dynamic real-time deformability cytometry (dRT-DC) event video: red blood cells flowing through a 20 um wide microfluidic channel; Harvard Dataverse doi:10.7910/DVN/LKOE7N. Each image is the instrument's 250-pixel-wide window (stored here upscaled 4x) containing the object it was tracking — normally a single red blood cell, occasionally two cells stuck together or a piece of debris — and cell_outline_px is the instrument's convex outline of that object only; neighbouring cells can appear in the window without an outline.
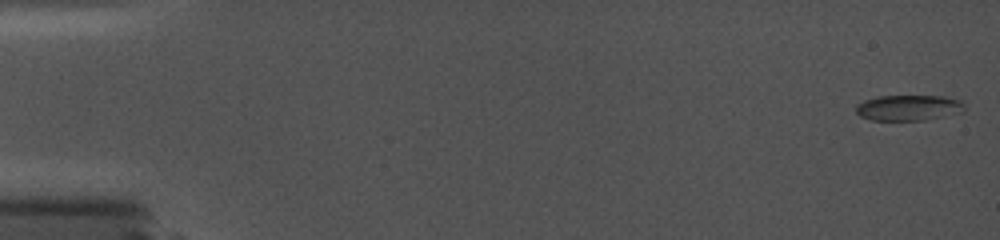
{"species": "common noctule bat (a hibernating species)", "species_latin": "Nyctalus noctula", "temperature_condition": "cold", "stored_images_in_passage": 42, "camera_frame_rate_fps": 5000, "um_per_image_px": 0.085, "animal": {"sex": "female", "body_mass_g": 19.0, "forearm_length_mm": 56.7}, "frame": {"image": 1, "passage_image": 1, "time_ms": 0.0, "image_size_px": [1000, 240], "cell_outline_px": [[964, 112], [924, 120], [872, 120], [860, 116], [856, 112], [856, 104], [864, 100], [876, 96], [944, 96], [960, 100], [964, 104]], "centroid_in_image_um": [77.22, 9.15], "position_along_channel_um": 7.8, "area_um2": 16.3}}
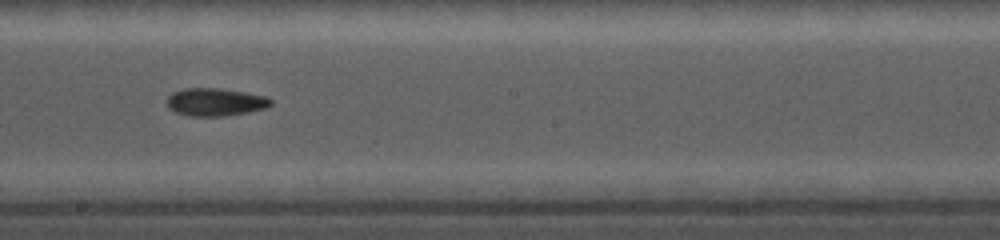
{"frame": {"image": 2, "passage_image": 26, "time_ms": 10.2, "image_size_px": [1000, 240], "cell_outline_px": [[272, 104], [268, 108], [248, 112], [224, 116], [188, 116], [176, 112], [168, 108], [168, 96], [172, 92], [184, 88], [220, 88], [268, 96], [272, 100]], "centroid_in_image_um": [18.33, 8.67], "position_along_channel_um": 229.9, "area_um2": 16.99}}
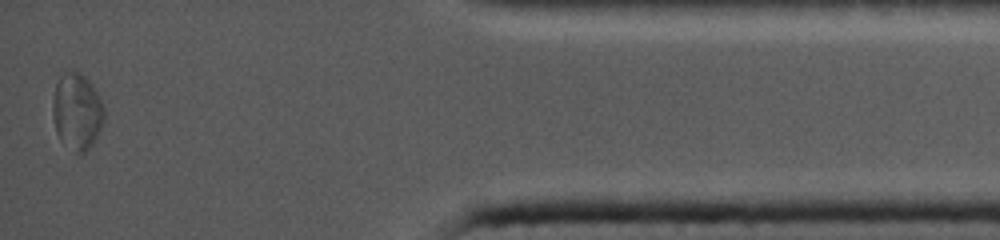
{"frame": {"image": 3, "passage_image": 42, "time_ms": 16.4, "image_size_px": [1000, 240], "cell_outline_px": [[104, 120], [92, 144], [84, 152], [76, 152], [60, 140], [56, 132], [52, 112], [52, 100], [56, 84], [60, 76], [64, 72], [80, 72], [92, 84], [104, 108]], "centroid_in_image_um": [6.52, 9.46], "position_along_channel_um": 428.7, "area_um2": 22.6}}